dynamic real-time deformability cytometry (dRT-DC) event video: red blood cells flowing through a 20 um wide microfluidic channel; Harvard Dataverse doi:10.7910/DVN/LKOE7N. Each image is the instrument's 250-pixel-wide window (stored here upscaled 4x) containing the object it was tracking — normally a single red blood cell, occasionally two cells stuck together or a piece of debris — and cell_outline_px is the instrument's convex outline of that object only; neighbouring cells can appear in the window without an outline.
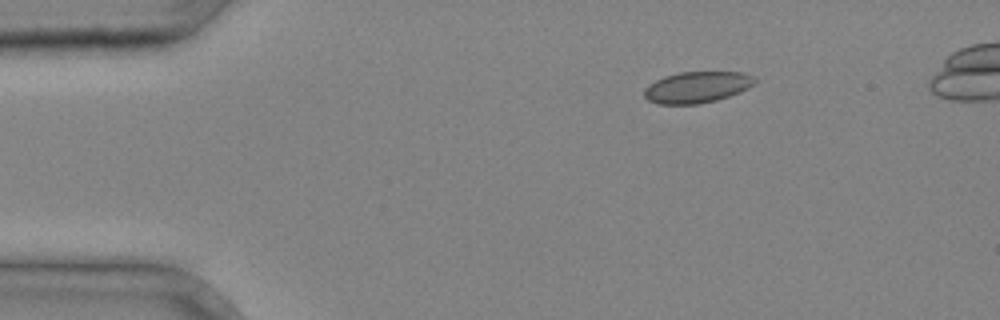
{"species": "common noctule bat (a hibernating species)", "species_latin": "Nyctalus noctula", "temperature_condition": "cold", "stored_images_in_passage": 3, "camera_frame_rate_fps": 3000, "um_per_image_px": 0.085, "animal": {"sex": "male", "body_mass_g": 20.4}, "frame": {"image": 1, "passage_image": 1, "time_ms": 0.0, "image_size_px": [1000, 320], "cell_outline_px": [[756, 80], [748, 88], [740, 92], [716, 100], [700, 104], [656, 104], [648, 100], [644, 96], [644, 88], [648, 84], [664, 76], [680, 72], [744, 72], [756, 76]], "centroid_in_image_um": [59.23, 7.41], "position_along_channel_um": 25.8, "area_um2": 20.29}}